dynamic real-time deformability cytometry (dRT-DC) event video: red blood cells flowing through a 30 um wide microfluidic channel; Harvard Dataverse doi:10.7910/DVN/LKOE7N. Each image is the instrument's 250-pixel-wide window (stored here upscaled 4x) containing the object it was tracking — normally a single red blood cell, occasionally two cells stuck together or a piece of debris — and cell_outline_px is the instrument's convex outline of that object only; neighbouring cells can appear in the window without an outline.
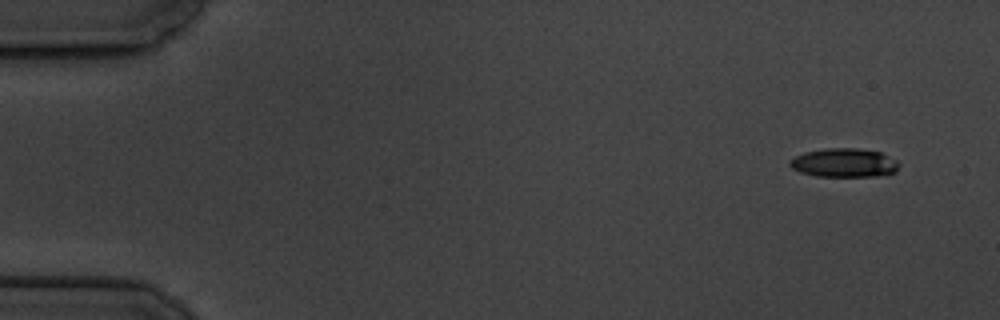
{"species": "common noctule bat (a hibernating species)", "species_latin": "Nyctalus noctula", "temperature_condition": "cold", "stored_images_in_passage": 5, "camera_frame_rate_fps": 3000, "um_per_image_px": 0.085, "animal": {"sex": "male", "body_mass_g": 19.5, "forearm_length_mm": 54.6}, "frame": {"image": 1, "passage_image": 1, "time_ms": 0.0, "image_size_px": [1000, 320], "cell_outline_px": [[900, 164], [896, 172], [876, 176], [816, 176], [800, 172], [792, 168], [788, 164], [788, 160], [804, 152], [824, 148], [856, 148], [880, 152], [896, 160]], "centroid_in_image_um": [71.73, 13.83], "position_along_channel_um": 13.3, "area_um2": 18.38}}
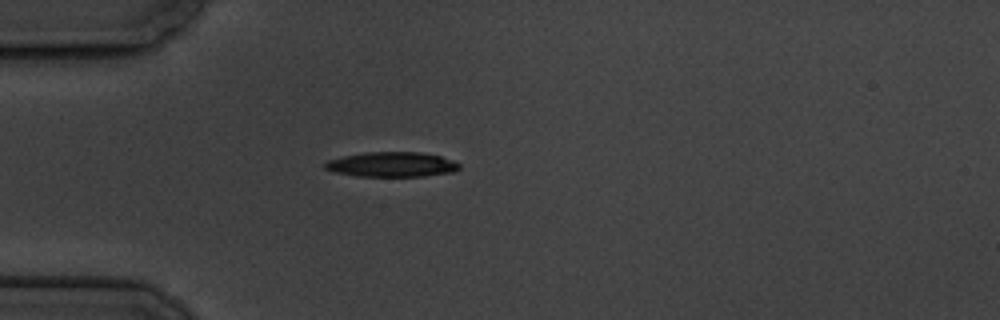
{"frame": {"image": 2, "passage_image": 5, "time_ms": 4.333, "image_size_px": [1000, 320], "cell_outline_px": [[460, 168], [456, 172], [424, 176], [356, 176], [336, 172], [324, 168], [324, 164], [328, 160], [344, 156], [364, 152], [420, 152], [440, 156], [452, 160], [460, 164]], "centroid_in_image_um": [33.34, 13.98], "position_along_channel_um": 51.7, "area_um2": 19.48}}